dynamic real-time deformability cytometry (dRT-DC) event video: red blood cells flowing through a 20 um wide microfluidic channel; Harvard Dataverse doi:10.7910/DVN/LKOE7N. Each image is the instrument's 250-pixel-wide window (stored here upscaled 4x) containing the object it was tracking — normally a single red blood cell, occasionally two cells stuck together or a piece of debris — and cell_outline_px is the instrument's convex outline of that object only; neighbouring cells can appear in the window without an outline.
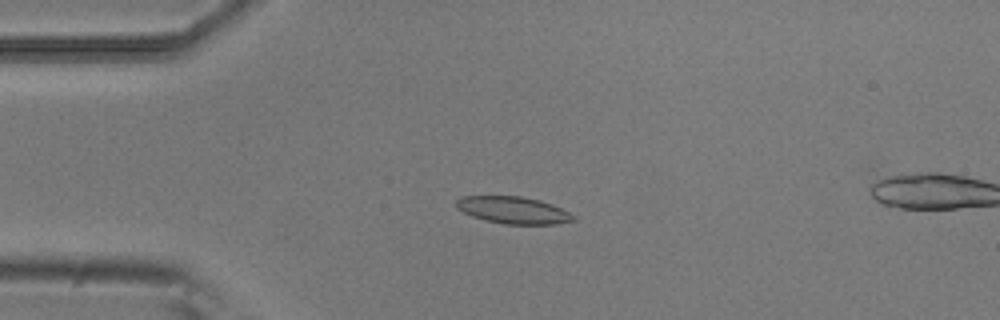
{"species": "common noctule bat (a hibernating species)", "species_latin": "Nyctalus noctula", "temperature_condition": "room temperature", "stored_images_in_passage": 5, "camera_frame_rate_fps": 3000, "um_per_image_px": 0.085, "animal": {"sex": "male", "body_mass_g": 20.5, "forearm_length_mm": 52.5}, "frame": {"image": 1, "passage_image": 4, "time_ms": 1.0, "image_size_px": [1000, 320], "cell_outline_px": [[576, 220], [556, 224], [504, 224], [484, 220], [472, 216], [456, 208], [456, 200], [460, 196], [520, 196], [540, 200], [552, 204], [576, 216]], "centroid_in_image_um": [43.62, 17.86], "position_along_channel_um": 41.4, "area_um2": 18.5}}